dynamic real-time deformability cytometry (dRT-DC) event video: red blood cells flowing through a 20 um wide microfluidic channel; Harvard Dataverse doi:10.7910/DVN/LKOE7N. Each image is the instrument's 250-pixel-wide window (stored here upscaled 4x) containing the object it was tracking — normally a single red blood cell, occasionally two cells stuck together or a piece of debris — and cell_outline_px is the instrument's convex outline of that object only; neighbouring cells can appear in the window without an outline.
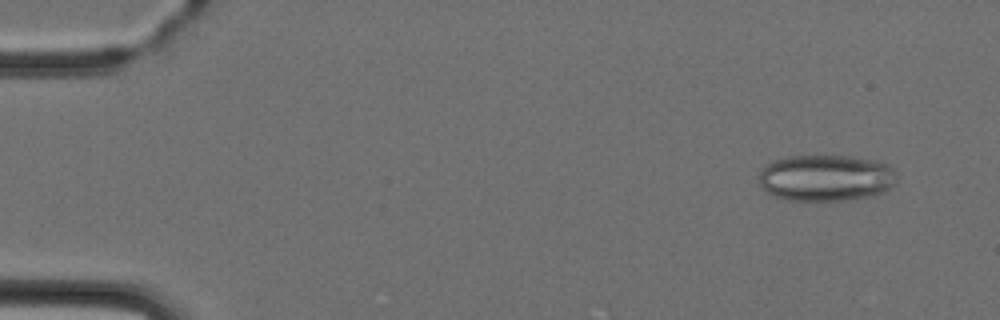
{"species": "Egyptian fruit bat (a non-hibernating species)", "species_latin": "Rousettus aegyptiacus", "temperature_condition": "cold", "stored_images_in_passage": 4, "camera_frame_rate_fps": 3000, "um_per_image_px": 0.085, "animal": {"sex": "female"}, "frame": {"image": 1, "passage_image": 1, "time_ms": 0.0, "image_size_px": [1000, 320], "cell_outline_px": [[896, 184], [880, 192], [868, 196], [840, 200], [792, 200], [776, 196], [768, 192], [760, 184], [760, 168], [776, 160], [788, 156], [848, 156], [876, 160], [888, 164], [892, 168], [896, 176]], "centroid_in_image_um": [70.21, 15.1], "position_along_channel_um": 14.8, "area_um2": 36.88}}